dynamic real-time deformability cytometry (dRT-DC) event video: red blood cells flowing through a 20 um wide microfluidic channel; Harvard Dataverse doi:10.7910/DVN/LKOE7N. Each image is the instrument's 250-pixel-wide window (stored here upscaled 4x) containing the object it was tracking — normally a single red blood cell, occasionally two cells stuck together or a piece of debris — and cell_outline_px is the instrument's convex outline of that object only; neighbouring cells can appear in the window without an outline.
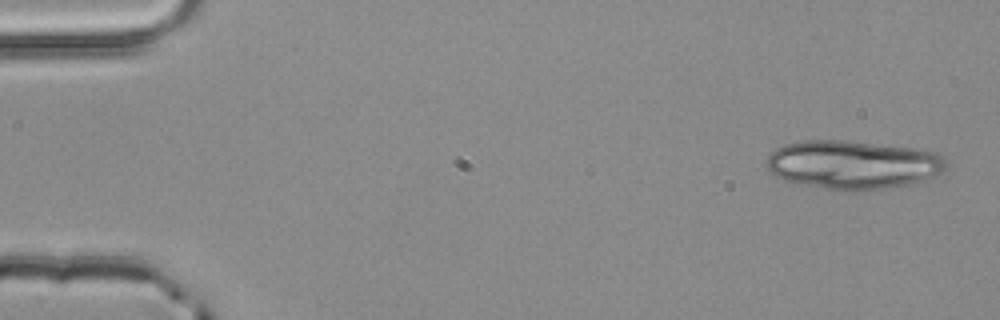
{"species": "common noctule bat (a hibernating species)", "species_latin": "Nyctalus noctula", "temperature_condition": "room temperature", "stored_images_in_passage": 5, "segment_of_instrument_passage": [1, 2], "camera_frame_rate_fps": 3000, "um_per_image_px": 0.085, "animal": {"sex": "male", "body_mass_g": 20.4}, "frame": {"image": 1, "passage_image": 1, "time_ms": 0.0, "image_size_px": [1000, 320], "cell_outline_px": [[948, 168], [944, 172], [936, 176], [924, 180], [908, 184], [884, 188], [852, 192], [824, 188], [784, 180], [776, 176], [764, 164], [768, 156], [776, 148], [784, 144], [800, 140], [844, 140], [912, 148], [936, 152], [944, 160]], "centroid_in_image_um": [72.49, 14.0], "position_along_channel_um": 12.5, "area_um2": 50.98}}